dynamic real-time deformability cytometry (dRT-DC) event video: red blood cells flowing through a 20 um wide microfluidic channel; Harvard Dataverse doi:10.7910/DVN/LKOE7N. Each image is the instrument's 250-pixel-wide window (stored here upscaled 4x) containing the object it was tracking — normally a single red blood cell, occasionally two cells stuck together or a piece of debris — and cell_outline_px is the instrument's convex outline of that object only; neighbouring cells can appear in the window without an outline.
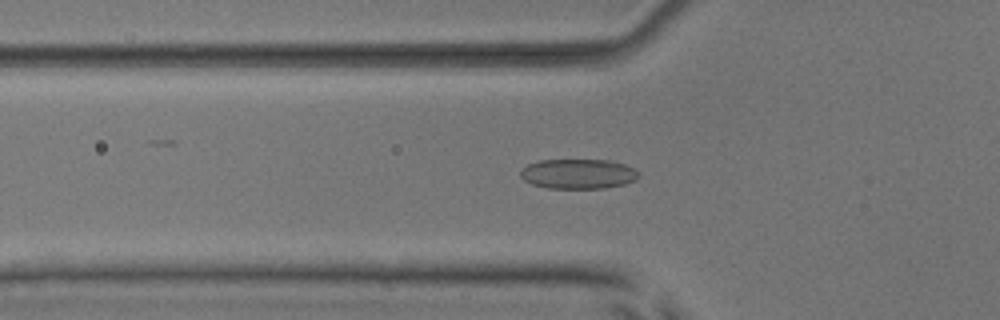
{"species": "common noctule bat (a hibernating species)", "species_latin": "Nyctalus noctula", "temperature_condition": "room temperature", "stored_images_in_passage": 54, "camera_frame_rate_fps": 3000, "um_per_image_px": 0.085, "animal": {"sex": "male", "body_mass_g": 17.9, "forearm_length_mm": 54.2}, "frame": {"image": 1, "passage_image": 19, "time_ms": 6.0, "image_size_px": [1000, 320], "cell_outline_px": [[640, 172], [636, 180], [624, 184], [604, 188], [548, 188], [532, 184], [524, 180], [520, 176], [520, 172], [528, 164], [540, 160], [612, 160], [624, 164]], "centroid_in_image_um": [49.16, 14.78], "position_along_channel_um": 76.6, "area_um2": 20.52}}
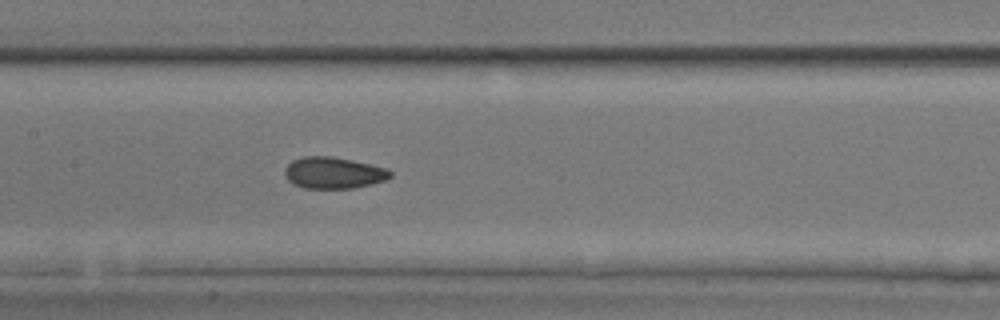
{"frame": {"image": 2, "passage_image": 27, "time_ms": 8.667, "image_size_px": [1000, 320], "cell_outline_px": [[392, 176], [384, 180], [372, 184], [352, 188], [304, 188], [292, 184], [284, 176], [284, 168], [292, 160], [304, 156], [332, 156], [352, 160], [388, 168], [392, 172]], "centroid_in_image_um": [28.33, 14.68], "position_along_channel_um": 179.1, "area_um2": 19.54}}
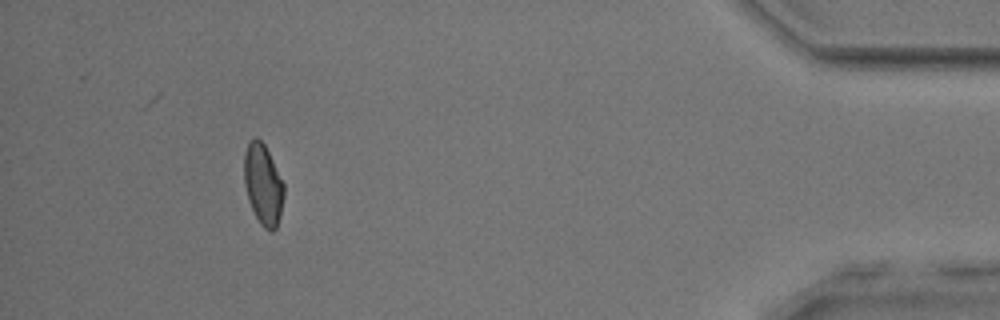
{"frame": {"image": 3, "passage_image": 50, "time_ms": 16.333, "image_size_px": [1000, 320], "cell_outline_px": [[284, 196], [280, 216], [276, 228], [272, 232], [268, 232], [260, 224], [248, 200], [244, 184], [244, 152], [248, 144], [256, 136], [264, 144], [284, 184]], "centroid_in_image_um": [22.36, 15.71], "position_along_channel_um": 412.8, "area_um2": 18.67}, "authors_computed_cell_mechanics": {"area_um2": 19.3919, "velocity_mm_per_s": 3.8277, "shape_relaxation_time_tau1_ms": 7.3819, "shape_relaxation_time_tau2_ms": 1.8996, "deformation_change_tau1": 0.1529, "deformation_change_tau2": 0.076}}